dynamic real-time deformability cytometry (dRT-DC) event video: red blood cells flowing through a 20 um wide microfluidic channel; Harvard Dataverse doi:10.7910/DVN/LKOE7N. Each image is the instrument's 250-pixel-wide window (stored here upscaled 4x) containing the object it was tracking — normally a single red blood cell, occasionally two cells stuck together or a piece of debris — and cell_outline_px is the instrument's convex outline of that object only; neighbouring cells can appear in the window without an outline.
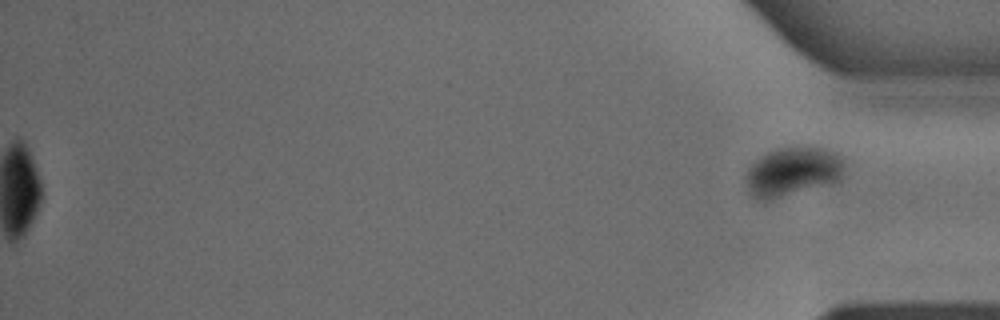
{"species": "common noctule bat (a hibernating species)", "species_latin": "Nyctalus noctula", "temperature_condition": "warm", "stored_images_in_passage": 51, "segment_of_instrument_passage": [2, 2], "camera_frame_rate_fps": 3000, "um_per_image_px": 0.085, "animal": {"sex": "male", "body_mass_g": 18.8}, "frame": {"image": 1, "passage_image": 51, "time_ms": 16.667, "image_size_px": [1000, 320], "cell_outline_px": [[848, 164], [840, 180], [836, 184], [764, 204], [748, 196], [744, 176], [748, 168], [760, 156], [776, 148], [792, 144], [816, 144], [836, 152], [844, 156]], "centroid_in_image_um": [67.43, 14.61], "position_along_channel_um": 367.8, "area_um2": 31.27}}